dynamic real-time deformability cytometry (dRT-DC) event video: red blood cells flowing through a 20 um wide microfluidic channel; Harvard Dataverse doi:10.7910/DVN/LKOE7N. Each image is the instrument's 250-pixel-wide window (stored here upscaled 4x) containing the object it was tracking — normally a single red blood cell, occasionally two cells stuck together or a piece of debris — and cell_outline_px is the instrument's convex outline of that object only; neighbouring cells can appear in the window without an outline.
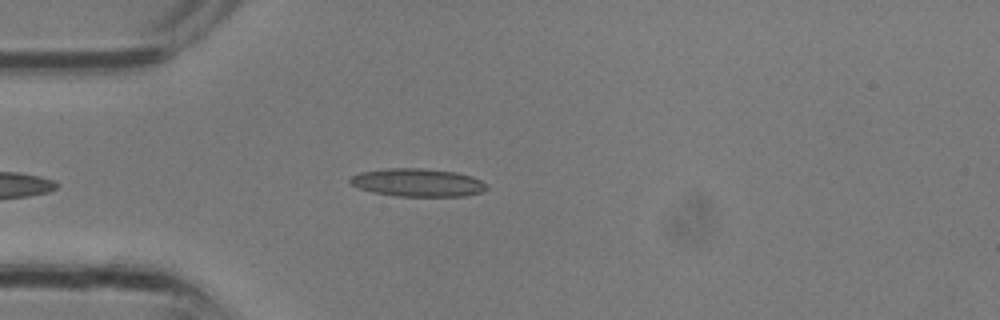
{"species": "common noctule bat (a hibernating species)", "species_latin": "Nyctalus noctula", "temperature_condition": "room temperature", "stored_images_in_passage": 20, "camera_frame_rate_fps": 3000, "um_per_image_px": 0.085, "animal": {"sex": "male", "body_mass_g": 13.3}, "frame": {"image": 1, "passage_image": 1, "time_ms": 0.0, "image_size_px": [1000, 320], "cell_outline_px": [[488, 188], [480, 192], [464, 196], [396, 196], [372, 192], [360, 188], [352, 184], [348, 180], [352, 176], [360, 172], [384, 168], [420, 168], [456, 172], [472, 176], [488, 184]], "centroid_in_image_um": [35.5, 15.51], "position_along_channel_um": 49.5, "area_um2": 22.31}}
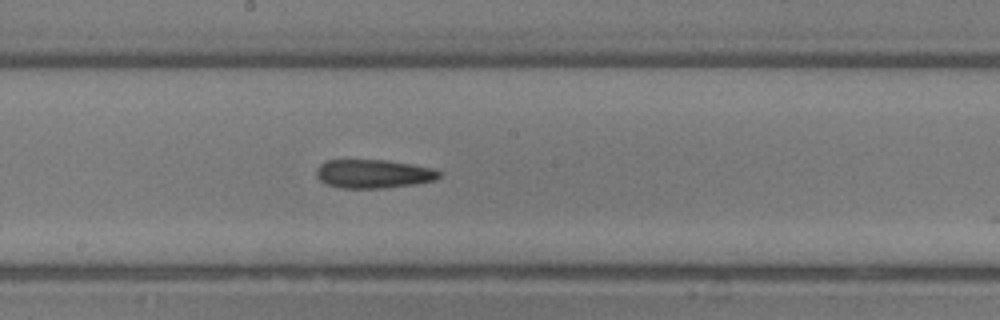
{"frame": {"image": 2, "passage_image": 9, "time_ms": 2.667, "image_size_px": [1000, 320], "cell_outline_px": [[440, 176], [436, 180], [416, 184], [384, 188], [340, 188], [328, 184], [320, 180], [316, 176], [316, 168], [320, 164], [328, 160], [388, 160], [412, 164], [432, 168], [440, 172]], "centroid_in_image_um": [31.74, 14.77], "position_along_channel_um": 216.5, "area_um2": 20.58}}
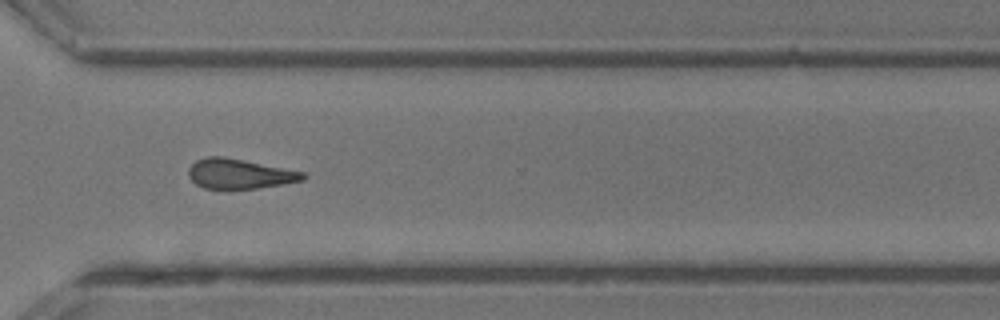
{"frame": {"image": 3, "passage_image": 15, "time_ms": 4.667, "image_size_px": [1000, 320], "cell_outline_px": [[308, 176], [304, 180], [284, 184], [256, 188], [204, 188], [196, 184], [188, 176], [188, 168], [196, 160], [208, 156], [224, 156], [304, 172]], "centroid_in_image_um": [20.36, 14.76], "position_along_channel_um": 350.2, "area_um2": 19.83}}